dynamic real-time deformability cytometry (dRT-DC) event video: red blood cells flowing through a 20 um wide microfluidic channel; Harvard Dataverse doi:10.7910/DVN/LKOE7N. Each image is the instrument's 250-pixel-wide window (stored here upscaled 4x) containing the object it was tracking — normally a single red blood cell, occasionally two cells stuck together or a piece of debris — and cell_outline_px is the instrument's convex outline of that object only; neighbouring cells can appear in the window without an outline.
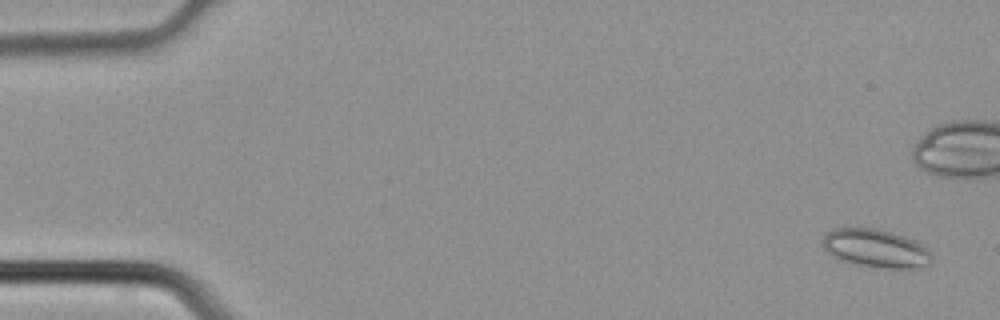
{"species": "common noctule bat (a hibernating species)", "species_latin": "Nyctalus noctula", "temperature_condition": "cold", "stored_images_in_passage": 6, "camera_frame_rate_fps": 3000, "um_per_image_px": 0.085, "animal": {"sex": "male", "body_mass_g": 21.5, "forearm_length_mm": 52.0}, "frame": {"image": 1, "passage_image": 1, "time_ms": 0.0, "image_size_px": [1000, 320], "cell_outline_px": [[932, 260], [928, 264], [912, 268], [888, 268], [860, 264], [840, 260], [832, 256], [824, 248], [824, 236], [832, 228], [876, 228], [892, 232], [916, 240], [932, 252]], "centroid_in_image_um": [74.47, 21.09], "position_along_channel_um": 10.5, "area_um2": 24.1}}